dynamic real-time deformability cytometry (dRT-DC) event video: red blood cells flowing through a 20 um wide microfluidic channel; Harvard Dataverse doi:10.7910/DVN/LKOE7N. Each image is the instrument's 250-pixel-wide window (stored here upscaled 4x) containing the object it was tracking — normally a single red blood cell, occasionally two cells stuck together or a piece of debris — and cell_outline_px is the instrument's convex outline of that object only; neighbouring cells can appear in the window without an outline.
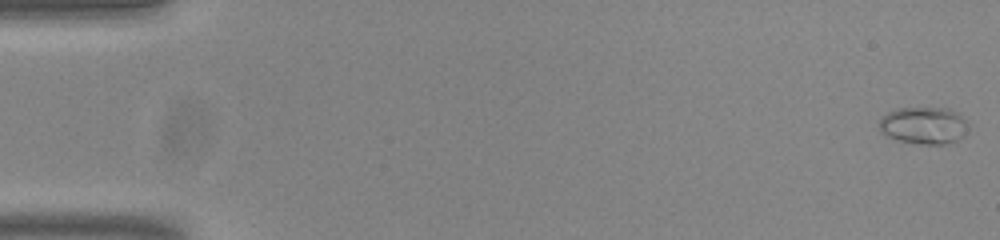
{"species": "common noctule bat (a hibernating species)", "species_latin": "Nyctalus noctula", "temperature_condition": "room temperature", "stored_images_in_passage": 54, "camera_frame_rate_fps": 3000, "um_per_image_px": 0.085, "animal": {"sex": "male", "body_mass_g": 20.0, "forearm_length_mm": 53.3}, "frame": {"image": 1, "passage_image": 1, "time_ms": 0.0, "image_size_px": [1000, 240], "cell_outline_px": [[968, 128], [964, 136], [956, 140], [944, 144], [920, 144], [900, 140], [888, 136], [880, 132], [880, 116], [896, 108], [948, 108], [960, 112], [968, 124]], "centroid_in_image_um": [78.54, 10.64], "position_along_channel_um": 6.5, "area_um2": 19.42}}
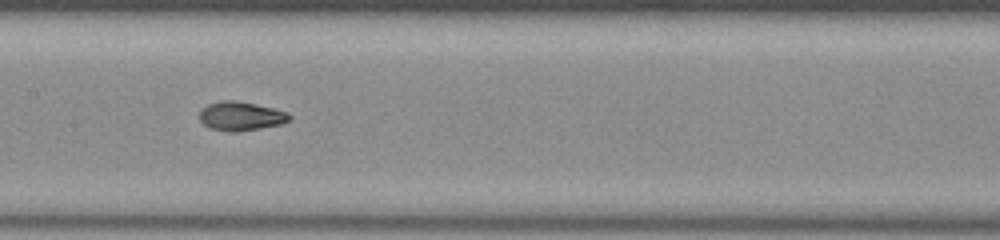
{"frame": {"image": 2, "passage_image": 27, "time_ms": 8.667, "image_size_px": [1000, 240], "cell_outline_px": [[292, 120], [284, 124], [236, 132], [228, 132], [212, 128], [204, 124], [200, 120], [200, 108], [208, 104], [220, 100], [236, 100], [256, 104], [288, 112], [292, 116]], "centroid_in_image_um": [20.5, 9.86], "position_along_channel_um": 186.9, "area_um2": 15.37}}
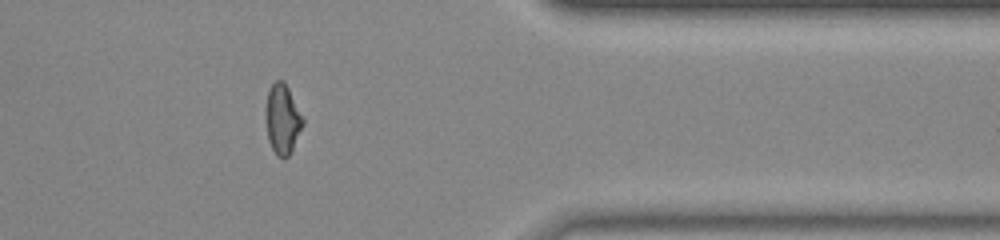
{"frame": {"image": 3, "passage_image": 44, "time_ms": 14.333, "image_size_px": [1000, 240], "cell_outline_px": [[304, 124], [288, 156], [284, 160], [276, 156], [268, 140], [264, 112], [264, 108], [268, 88], [276, 80], [284, 80], [304, 120]], "centroid_in_image_um": [23.97, 10.12], "position_along_channel_um": 387.4, "area_um2": 15.32}, "authors_computed_cell_mechanics": {"area_um2": 15.2303, "velocity_mm_per_s": 3.8479, "shape_relaxation_time_tau1_ms": 5.3046, "shape_relaxation_time_tau2_ms": 2.5958, "deformation_change_tau1": 0.2026, "deformation_change_tau2": 0.0385}}